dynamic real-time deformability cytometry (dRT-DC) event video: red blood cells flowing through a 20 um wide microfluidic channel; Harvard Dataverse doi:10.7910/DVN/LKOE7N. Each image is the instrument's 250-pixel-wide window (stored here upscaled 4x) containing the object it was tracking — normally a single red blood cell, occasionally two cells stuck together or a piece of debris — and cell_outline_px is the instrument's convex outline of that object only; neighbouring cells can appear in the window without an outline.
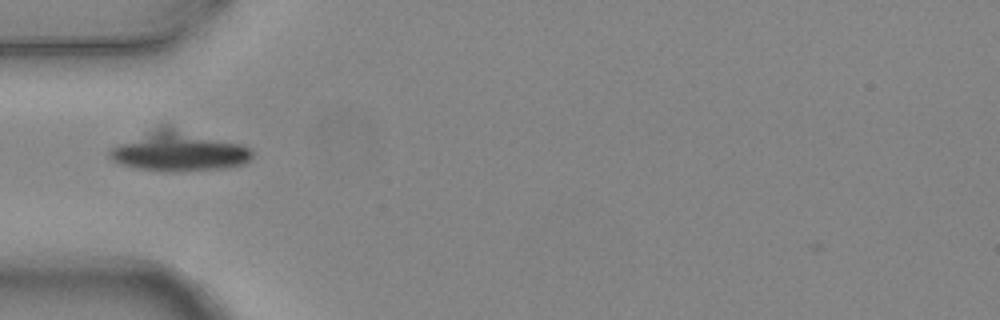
{"species": "common noctule bat (a hibernating species)", "species_latin": "Nyctalus noctula", "temperature_condition": "warm", "stored_images_in_passage": 2, "camera_frame_rate_fps": 3000, "um_per_image_px": 0.085, "animal": {"sex": "female", "body_mass_g": 24.6, "forearm_length_mm": 56.2}, "frame": {"image": 1, "passage_image": 2, "time_ms": 0.333, "image_size_px": [1000, 320], "cell_outline_px": [[252, 156], [244, 164], [228, 168], [168, 172], [136, 168], [120, 164], [112, 160], [108, 156], [108, 152], [112, 148], [160, 124], [168, 124], [240, 144], [252, 148]], "centroid_in_image_um": [15.2, 12.83], "position_along_channel_um": 69.8, "area_um2": 33.52}}